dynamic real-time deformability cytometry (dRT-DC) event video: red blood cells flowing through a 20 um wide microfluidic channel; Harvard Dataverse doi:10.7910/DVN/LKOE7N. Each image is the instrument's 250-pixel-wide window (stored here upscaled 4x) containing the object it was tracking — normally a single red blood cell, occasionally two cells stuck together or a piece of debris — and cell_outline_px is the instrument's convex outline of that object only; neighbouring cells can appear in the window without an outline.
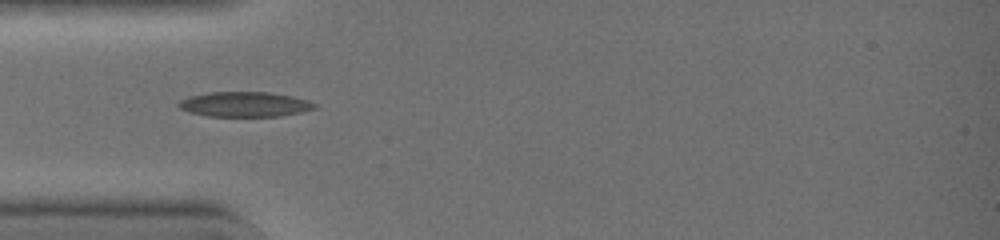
{"species": "common noctule bat (a hibernating species)", "species_latin": "Nyctalus noctula", "temperature_condition": "warm", "stored_images_in_passage": 30, "camera_frame_rate_fps": 3000, "um_per_image_px": 0.085, "animal": {"sex": "female", "body_mass_g": 19.0, "forearm_length_mm": 51.5}, "frame": {"image": 1, "passage_image": 1, "time_ms": 0.0, "image_size_px": [1000, 240], "cell_outline_px": [[316, 108], [300, 112], [280, 116], [208, 116], [192, 112], [180, 108], [176, 104], [180, 100], [188, 96], [208, 92], [268, 92], [292, 96], [308, 100], [316, 104]], "centroid_in_image_um": [20.79, 8.86], "position_along_channel_um": 64.2, "area_um2": 19.71}}
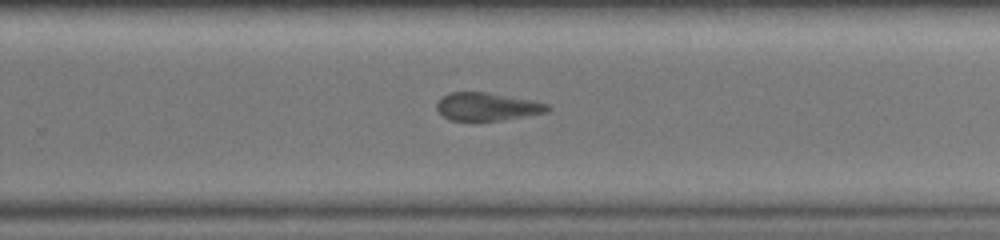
{"frame": {"image": 2, "passage_image": 16, "time_ms": 5.0, "image_size_px": [1000, 240], "cell_outline_px": [[552, 108], [548, 112], [500, 120], [448, 120], [436, 108], [436, 104], [444, 96], [452, 92], [488, 92], [532, 100], [548, 104]], "centroid_in_image_um": [41.44, 9.06], "position_along_channel_um": 288.4, "area_um2": 17.86}}
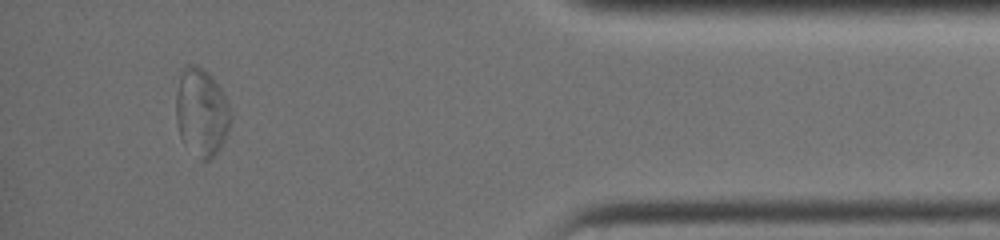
{"frame": {"image": 3, "passage_image": 27, "time_ms": 8.667, "image_size_px": [1000, 240], "cell_outline_px": [[232, 120], [228, 132], [220, 148], [208, 160], [200, 160], [184, 144], [180, 136], [176, 120], [176, 92], [180, 68], [188, 64], [196, 64], [208, 72], [212, 76], [228, 100], [232, 112]], "centroid_in_image_um": [17.13, 9.5], "position_along_channel_um": 418.1, "area_um2": 28.55}, "authors_computed_cell_mechanics": {"area_um2": 18.9584, "velocity_mm_per_s": 4.4894, "shape_relaxation_time_tau1_ms": null, "shape_relaxation_time_tau2_ms": 2.3366, "deformation_change_tau1": null, "deformation_change_tau2": 0.0868}}